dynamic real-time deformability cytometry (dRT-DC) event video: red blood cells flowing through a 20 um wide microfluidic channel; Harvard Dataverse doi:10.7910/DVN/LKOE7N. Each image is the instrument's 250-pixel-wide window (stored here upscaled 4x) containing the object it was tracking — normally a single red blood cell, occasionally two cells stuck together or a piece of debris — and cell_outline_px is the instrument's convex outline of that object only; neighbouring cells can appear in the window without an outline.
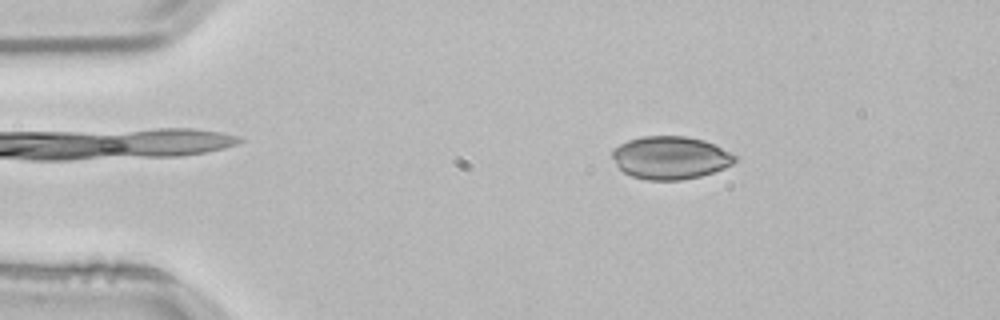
{"species": "common noctule bat (a hibernating species)", "species_latin": "Nyctalus noctula", "temperature_condition": "room temperature", "stored_images_in_passage": 52, "camera_frame_rate_fps": 3000, "um_per_image_px": 0.085, "animal": {"sex": "male", "body_mass_g": 21.5, "forearm_length_mm": 52.0}, "frame": {"image": 1, "passage_image": 8, "time_ms": 2.333, "image_size_px": [1000, 320], "cell_outline_px": [[736, 160], [732, 164], [724, 168], [700, 176], [680, 180], [648, 180], [632, 176], [624, 172], [616, 164], [612, 156], [612, 148], [628, 140], [644, 136], [688, 136], [704, 140], [736, 156]], "centroid_in_image_um": [56.95, 13.4], "position_along_channel_um": 28.1, "area_um2": 30.4}}
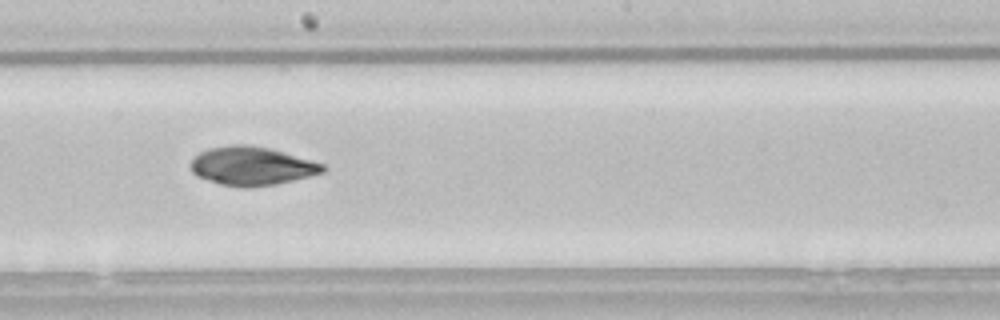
{"frame": {"image": 2, "passage_image": 28, "time_ms": 9.0, "image_size_px": [1000, 320], "cell_outline_px": [[328, 168], [324, 172], [276, 184], [248, 188], [240, 188], [220, 184], [196, 176], [192, 172], [188, 164], [200, 152], [208, 148], [232, 144], [248, 144], [272, 148], [324, 164]], "centroid_in_image_um": [21.38, 14.11], "position_along_channel_um": 226.8, "area_um2": 30.06}}
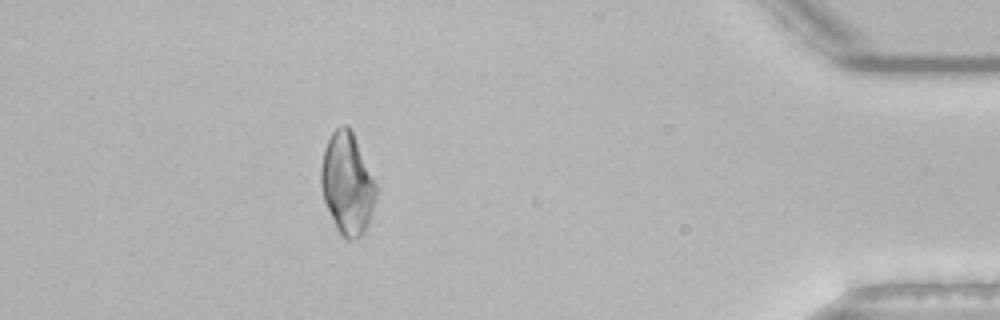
{"frame": {"image": 3, "passage_image": 46, "time_ms": 15.0, "image_size_px": [1000, 320], "cell_outline_px": [[376, 200], [368, 224], [364, 232], [360, 236], [352, 240], [348, 240], [336, 228], [324, 200], [320, 184], [320, 168], [324, 148], [332, 132], [336, 128], [344, 124], [348, 124], [352, 132], [376, 184]], "centroid_in_image_um": [29.5, 15.61], "position_along_channel_um": 405.7, "area_um2": 32.31}}